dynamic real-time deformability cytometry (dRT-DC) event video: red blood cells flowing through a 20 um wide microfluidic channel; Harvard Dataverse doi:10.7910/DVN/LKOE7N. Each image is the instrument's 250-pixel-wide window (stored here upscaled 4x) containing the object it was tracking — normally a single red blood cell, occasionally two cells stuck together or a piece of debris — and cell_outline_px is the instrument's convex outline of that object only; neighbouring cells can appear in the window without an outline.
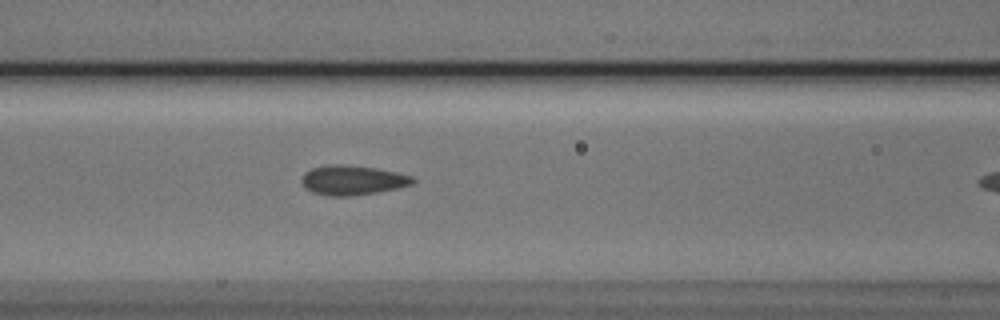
{"species": "Egyptian fruit bat (a non-hibernating species)", "species_latin": "Rousettus aegyptiacus", "temperature_condition": "cold", "stored_images_in_passage": 10, "camera_frame_rate_fps": 3000, "um_per_image_px": 0.085, "animal": {"sex": "male"}, "frame": {"image": 1, "passage_image": 9, "time_ms": 2.667, "image_size_px": [1000, 320], "cell_outline_px": [[416, 180], [412, 184], [396, 188], [376, 192], [352, 196], [328, 196], [312, 192], [304, 188], [300, 180], [304, 172], [312, 168], [332, 164], [344, 164], [376, 168], [396, 172], [412, 176]], "centroid_in_image_um": [29.92, 15.31], "position_along_channel_um": 136.7, "area_um2": 19.25}}